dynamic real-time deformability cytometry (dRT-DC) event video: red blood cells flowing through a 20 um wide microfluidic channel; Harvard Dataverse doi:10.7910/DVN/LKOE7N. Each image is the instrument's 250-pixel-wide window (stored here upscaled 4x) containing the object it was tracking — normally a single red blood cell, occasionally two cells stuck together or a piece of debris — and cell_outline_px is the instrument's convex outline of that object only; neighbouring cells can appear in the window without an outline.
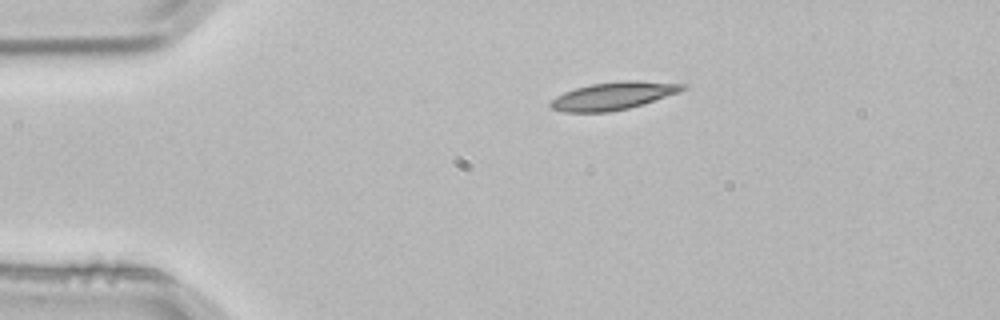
{"species": "common noctule bat (a hibernating species)", "species_latin": "Nyctalus noctula", "temperature_condition": "room temperature", "stored_images_in_passage": 2, "camera_frame_rate_fps": 3000, "um_per_image_px": 0.085, "animal": {"sex": "male", "body_mass_g": 21.5, "forearm_length_mm": 52.0}, "frame": {"image": 1, "passage_image": 1, "time_ms": 0.0, "image_size_px": [1000, 320], "cell_outline_px": [[688, 88], [680, 92], [644, 104], [628, 108], [608, 112], [564, 112], [548, 108], [548, 104], [556, 96], [564, 92], [576, 88], [592, 84], [624, 80], [636, 80], [688, 84]], "centroid_in_image_um": [52.15, 8.14], "position_along_channel_um": 32.8, "area_um2": 21.5}}